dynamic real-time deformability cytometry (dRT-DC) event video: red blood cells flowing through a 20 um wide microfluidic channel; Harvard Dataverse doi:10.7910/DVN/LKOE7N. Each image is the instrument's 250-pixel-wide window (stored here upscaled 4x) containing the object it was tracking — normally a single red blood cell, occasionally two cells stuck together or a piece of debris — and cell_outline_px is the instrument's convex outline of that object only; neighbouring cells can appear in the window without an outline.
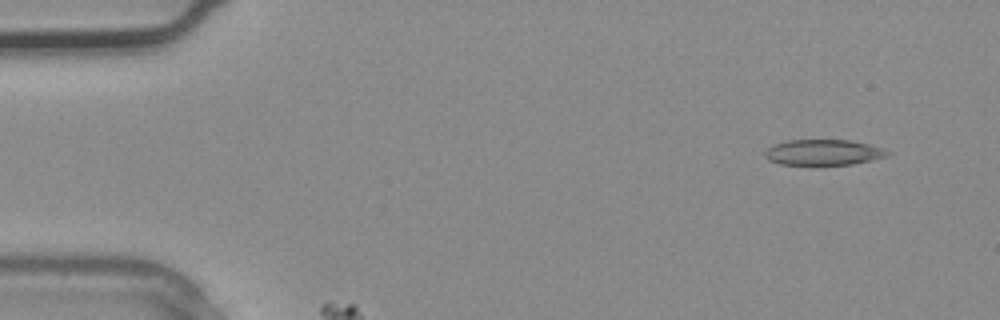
{"species": "common noctule bat (a hibernating species)", "species_latin": "Nyctalus noctula", "temperature_condition": "warm", "stored_images_in_passage": 4, "segment_of_instrument_passage": [2, 2], "camera_frame_rate_fps": 3000, "um_per_image_px": 0.085, "animal": {"sex": "male", "body_mass_g": 20.4}, "frame": {"image": 1, "passage_image": 4, "time_ms": 1.0, "image_size_px": [1000, 320], "cell_outline_px": [[892, 152], [888, 156], [852, 164], [780, 164], [768, 160], [764, 156], [764, 152], [768, 148], [776, 144], [788, 140], [848, 140], [868, 144], [884, 148]], "centroid_in_image_um": [70.01, 12.94], "position_along_channel_um": 15.0, "area_um2": 18.15}}